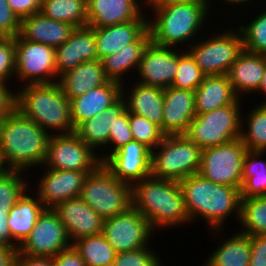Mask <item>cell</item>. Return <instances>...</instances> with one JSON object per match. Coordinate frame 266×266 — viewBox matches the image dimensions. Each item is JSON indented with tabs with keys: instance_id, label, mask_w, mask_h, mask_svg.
I'll return each instance as SVG.
<instances>
[{
	"instance_id": "6da1fadb",
	"label": "cell",
	"mask_w": 266,
	"mask_h": 266,
	"mask_svg": "<svg viewBox=\"0 0 266 266\" xmlns=\"http://www.w3.org/2000/svg\"><path fill=\"white\" fill-rule=\"evenodd\" d=\"M179 185L190 224L196 220L195 218L205 219L211 231H215L214 236L217 235L219 238V233L231 214L235 212L236 219H239L241 202L239 188L214 183L200 174L180 180Z\"/></svg>"
},
{
	"instance_id": "7a4b0ae2",
	"label": "cell",
	"mask_w": 266,
	"mask_h": 266,
	"mask_svg": "<svg viewBox=\"0 0 266 266\" xmlns=\"http://www.w3.org/2000/svg\"><path fill=\"white\" fill-rule=\"evenodd\" d=\"M51 135L14 109L0 123V157L6 169L42 167Z\"/></svg>"
},
{
	"instance_id": "3957f363",
	"label": "cell",
	"mask_w": 266,
	"mask_h": 266,
	"mask_svg": "<svg viewBox=\"0 0 266 266\" xmlns=\"http://www.w3.org/2000/svg\"><path fill=\"white\" fill-rule=\"evenodd\" d=\"M132 207L149 221L153 230L190 223L183 193L176 180L150 175L134 183Z\"/></svg>"
},
{
	"instance_id": "277c9868",
	"label": "cell",
	"mask_w": 266,
	"mask_h": 266,
	"mask_svg": "<svg viewBox=\"0 0 266 266\" xmlns=\"http://www.w3.org/2000/svg\"><path fill=\"white\" fill-rule=\"evenodd\" d=\"M19 89L15 91V109L23 116L46 132L51 131L52 135L75 131L70 116V101L58 82L23 85Z\"/></svg>"
},
{
	"instance_id": "5b68a950",
	"label": "cell",
	"mask_w": 266,
	"mask_h": 266,
	"mask_svg": "<svg viewBox=\"0 0 266 266\" xmlns=\"http://www.w3.org/2000/svg\"><path fill=\"white\" fill-rule=\"evenodd\" d=\"M210 7V2L150 6L152 15L155 13L154 18L150 15L148 21L151 41L156 45L176 48L184 47L186 41L193 44L208 19Z\"/></svg>"
},
{
	"instance_id": "8992f818",
	"label": "cell",
	"mask_w": 266,
	"mask_h": 266,
	"mask_svg": "<svg viewBox=\"0 0 266 266\" xmlns=\"http://www.w3.org/2000/svg\"><path fill=\"white\" fill-rule=\"evenodd\" d=\"M79 197L105 220L132 207V185L119 181L101 163L86 177Z\"/></svg>"
},
{
	"instance_id": "52a82bcc",
	"label": "cell",
	"mask_w": 266,
	"mask_h": 266,
	"mask_svg": "<svg viewBox=\"0 0 266 266\" xmlns=\"http://www.w3.org/2000/svg\"><path fill=\"white\" fill-rule=\"evenodd\" d=\"M201 151L185 135H167L151 151V176L180 181L198 174Z\"/></svg>"
},
{
	"instance_id": "ba28073f",
	"label": "cell",
	"mask_w": 266,
	"mask_h": 266,
	"mask_svg": "<svg viewBox=\"0 0 266 266\" xmlns=\"http://www.w3.org/2000/svg\"><path fill=\"white\" fill-rule=\"evenodd\" d=\"M242 103H231L211 112L198 114L184 134L201 149L228 143L241 137Z\"/></svg>"
},
{
	"instance_id": "9c48e42d",
	"label": "cell",
	"mask_w": 266,
	"mask_h": 266,
	"mask_svg": "<svg viewBox=\"0 0 266 266\" xmlns=\"http://www.w3.org/2000/svg\"><path fill=\"white\" fill-rule=\"evenodd\" d=\"M188 45H185L186 51L206 76L227 75L243 51L241 33L238 28L234 30L231 27L221 33H214V36L210 35L209 39Z\"/></svg>"
},
{
	"instance_id": "30bf717a",
	"label": "cell",
	"mask_w": 266,
	"mask_h": 266,
	"mask_svg": "<svg viewBox=\"0 0 266 266\" xmlns=\"http://www.w3.org/2000/svg\"><path fill=\"white\" fill-rule=\"evenodd\" d=\"M246 146L240 138L202 149L199 173L217 184L241 188Z\"/></svg>"
},
{
	"instance_id": "8fae6325",
	"label": "cell",
	"mask_w": 266,
	"mask_h": 266,
	"mask_svg": "<svg viewBox=\"0 0 266 266\" xmlns=\"http://www.w3.org/2000/svg\"><path fill=\"white\" fill-rule=\"evenodd\" d=\"M15 47V80L19 78L24 85L58 82L54 47L24 40L19 35L15 37Z\"/></svg>"
},
{
	"instance_id": "7c38bea8",
	"label": "cell",
	"mask_w": 266,
	"mask_h": 266,
	"mask_svg": "<svg viewBox=\"0 0 266 266\" xmlns=\"http://www.w3.org/2000/svg\"><path fill=\"white\" fill-rule=\"evenodd\" d=\"M91 147L74 132L51 135L43 166L52 170L92 172L102 162ZM48 166V167H47Z\"/></svg>"
},
{
	"instance_id": "4fadbf2b",
	"label": "cell",
	"mask_w": 266,
	"mask_h": 266,
	"mask_svg": "<svg viewBox=\"0 0 266 266\" xmlns=\"http://www.w3.org/2000/svg\"><path fill=\"white\" fill-rule=\"evenodd\" d=\"M154 230L133 207L104 220L102 234L117 253L148 247Z\"/></svg>"
},
{
	"instance_id": "5bb4252c",
	"label": "cell",
	"mask_w": 266,
	"mask_h": 266,
	"mask_svg": "<svg viewBox=\"0 0 266 266\" xmlns=\"http://www.w3.org/2000/svg\"><path fill=\"white\" fill-rule=\"evenodd\" d=\"M72 245L58 214L46 208L30 235L19 245L17 253L29 256L54 257Z\"/></svg>"
},
{
	"instance_id": "9a60e30c",
	"label": "cell",
	"mask_w": 266,
	"mask_h": 266,
	"mask_svg": "<svg viewBox=\"0 0 266 266\" xmlns=\"http://www.w3.org/2000/svg\"><path fill=\"white\" fill-rule=\"evenodd\" d=\"M178 65V50L175 47L160 46L152 41L144 49L138 69L141 84L168 88L173 84Z\"/></svg>"
},
{
	"instance_id": "2e32d148",
	"label": "cell",
	"mask_w": 266,
	"mask_h": 266,
	"mask_svg": "<svg viewBox=\"0 0 266 266\" xmlns=\"http://www.w3.org/2000/svg\"><path fill=\"white\" fill-rule=\"evenodd\" d=\"M103 164L119 181L133 185L151 175V150L132 140L111 154Z\"/></svg>"
},
{
	"instance_id": "e0dca14e",
	"label": "cell",
	"mask_w": 266,
	"mask_h": 266,
	"mask_svg": "<svg viewBox=\"0 0 266 266\" xmlns=\"http://www.w3.org/2000/svg\"><path fill=\"white\" fill-rule=\"evenodd\" d=\"M89 173L45 168L37 184L36 195L46 208L53 209L60 202L79 197Z\"/></svg>"
},
{
	"instance_id": "ac0fdd59",
	"label": "cell",
	"mask_w": 266,
	"mask_h": 266,
	"mask_svg": "<svg viewBox=\"0 0 266 266\" xmlns=\"http://www.w3.org/2000/svg\"><path fill=\"white\" fill-rule=\"evenodd\" d=\"M53 210L58 214L71 243L102 233L104 219L80 197L60 202Z\"/></svg>"
},
{
	"instance_id": "d6986e66",
	"label": "cell",
	"mask_w": 266,
	"mask_h": 266,
	"mask_svg": "<svg viewBox=\"0 0 266 266\" xmlns=\"http://www.w3.org/2000/svg\"><path fill=\"white\" fill-rule=\"evenodd\" d=\"M97 59L95 28L89 25L76 27L70 38L55 48V67L58 79L82 62Z\"/></svg>"
},
{
	"instance_id": "ffe728a7",
	"label": "cell",
	"mask_w": 266,
	"mask_h": 266,
	"mask_svg": "<svg viewBox=\"0 0 266 266\" xmlns=\"http://www.w3.org/2000/svg\"><path fill=\"white\" fill-rule=\"evenodd\" d=\"M195 116V91L164 89L162 132L166 136L184 135Z\"/></svg>"
},
{
	"instance_id": "44dd1931",
	"label": "cell",
	"mask_w": 266,
	"mask_h": 266,
	"mask_svg": "<svg viewBox=\"0 0 266 266\" xmlns=\"http://www.w3.org/2000/svg\"><path fill=\"white\" fill-rule=\"evenodd\" d=\"M138 1L86 0L88 25L93 28H100L136 19H149L143 14V8H146V4L140 6V1ZM142 5H144L143 8Z\"/></svg>"
},
{
	"instance_id": "7402d4cb",
	"label": "cell",
	"mask_w": 266,
	"mask_h": 266,
	"mask_svg": "<svg viewBox=\"0 0 266 266\" xmlns=\"http://www.w3.org/2000/svg\"><path fill=\"white\" fill-rule=\"evenodd\" d=\"M122 96V84L108 80L105 84L70 101V116L74 128L87 119L104 112Z\"/></svg>"
},
{
	"instance_id": "603a6c76",
	"label": "cell",
	"mask_w": 266,
	"mask_h": 266,
	"mask_svg": "<svg viewBox=\"0 0 266 266\" xmlns=\"http://www.w3.org/2000/svg\"><path fill=\"white\" fill-rule=\"evenodd\" d=\"M76 27L52 20L40 12L21 19L19 36L35 43H42L54 48L68 40Z\"/></svg>"
},
{
	"instance_id": "cb8c5ba5",
	"label": "cell",
	"mask_w": 266,
	"mask_h": 266,
	"mask_svg": "<svg viewBox=\"0 0 266 266\" xmlns=\"http://www.w3.org/2000/svg\"><path fill=\"white\" fill-rule=\"evenodd\" d=\"M265 67L266 55L243 49L227 74L233 91L239 98L258 90Z\"/></svg>"
},
{
	"instance_id": "d4e9b609",
	"label": "cell",
	"mask_w": 266,
	"mask_h": 266,
	"mask_svg": "<svg viewBox=\"0 0 266 266\" xmlns=\"http://www.w3.org/2000/svg\"><path fill=\"white\" fill-rule=\"evenodd\" d=\"M149 19H136L107 27L95 28L98 59L117 53L125 45L136 41L147 29Z\"/></svg>"
},
{
	"instance_id": "484cf974",
	"label": "cell",
	"mask_w": 266,
	"mask_h": 266,
	"mask_svg": "<svg viewBox=\"0 0 266 266\" xmlns=\"http://www.w3.org/2000/svg\"><path fill=\"white\" fill-rule=\"evenodd\" d=\"M130 88L129 93L126 90L124 92L127 87L124 88L122 84V96L126 103V110L147 118L162 130L164 89L144 85L138 81H135Z\"/></svg>"
},
{
	"instance_id": "4316f807",
	"label": "cell",
	"mask_w": 266,
	"mask_h": 266,
	"mask_svg": "<svg viewBox=\"0 0 266 266\" xmlns=\"http://www.w3.org/2000/svg\"><path fill=\"white\" fill-rule=\"evenodd\" d=\"M151 42L149 28L134 42L125 45L117 53L101 59L105 76L108 80L124 85L125 74L136 69L138 71L144 49Z\"/></svg>"
},
{
	"instance_id": "83f0119b",
	"label": "cell",
	"mask_w": 266,
	"mask_h": 266,
	"mask_svg": "<svg viewBox=\"0 0 266 266\" xmlns=\"http://www.w3.org/2000/svg\"><path fill=\"white\" fill-rule=\"evenodd\" d=\"M126 110V103L121 96L116 102L110 105L99 115L80 123L74 133L95 152L101 151V147L108 145L110 127L114 125V120ZM107 144V145H106Z\"/></svg>"
},
{
	"instance_id": "f1b7e54d",
	"label": "cell",
	"mask_w": 266,
	"mask_h": 266,
	"mask_svg": "<svg viewBox=\"0 0 266 266\" xmlns=\"http://www.w3.org/2000/svg\"><path fill=\"white\" fill-rule=\"evenodd\" d=\"M227 75L205 76L195 90L196 115L211 112L231 103H241Z\"/></svg>"
},
{
	"instance_id": "f546056e",
	"label": "cell",
	"mask_w": 266,
	"mask_h": 266,
	"mask_svg": "<svg viewBox=\"0 0 266 266\" xmlns=\"http://www.w3.org/2000/svg\"><path fill=\"white\" fill-rule=\"evenodd\" d=\"M108 81L101 60L86 61L59 77L58 83L68 99L81 96Z\"/></svg>"
},
{
	"instance_id": "4dcf8cb0",
	"label": "cell",
	"mask_w": 266,
	"mask_h": 266,
	"mask_svg": "<svg viewBox=\"0 0 266 266\" xmlns=\"http://www.w3.org/2000/svg\"><path fill=\"white\" fill-rule=\"evenodd\" d=\"M27 190L11 208L8 215V226L12 238L20 245L34 228L39 216L46 209L37 195L29 196Z\"/></svg>"
},
{
	"instance_id": "1f68e13d",
	"label": "cell",
	"mask_w": 266,
	"mask_h": 266,
	"mask_svg": "<svg viewBox=\"0 0 266 266\" xmlns=\"http://www.w3.org/2000/svg\"><path fill=\"white\" fill-rule=\"evenodd\" d=\"M224 240L209 254L203 266H249L251 257L249 235L238 230V233Z\"/></svg>"
},
{
	"instance_id": "d6a6232c",
	"label": "cell",
	"mask_w": 266,
	"mask_h": 266,
	"mask_svg": "<svg viewBox=\"0 0 266 266\" xmlns=\"http://www.w3.org/2000/svg\"><path fill=\"white\" fill-rule=\"evenodd\" d=\"M266 151L247 150L243 162L241 198L266 196ZM260 157V158H259Z\"/></svg>"
},
{
	"instance_id": "836d02e7",
	"label": "cell",
	"mask_w": 266,
	"mask_h": 266,
	"mask_svg": "<svg viewBox=\"0 0 266 266\" xmlns=\"http://www.w3.org/2000/svg\"><path fill=\"white\" fill-rule=\"evenodd\" d=\"M39 12L47 18L74 27L88 25L86 0H43Z\"/></svg>"
},
{
	"instance_id": "e575fe53",
	"label": "cell",
	"mask_w": 266,
	"mask_h": 266,
	"mask_svg": "<svg viewBox=\"0 0 266 266\" xmlns=\"http://www.w3.org/2000/svg\"><path fill=\"white\" fill-rule=\"evenodd\" d=\"M72 245L81 255L86 266H111L117 254L102 233L81 238L74 241Z\"/></svg>"
},
{
	"instance_id": "d590c367",
	"label": "cell",
	"mask_w": 266,
	"mask_h": 266,
	"mask_svg": "<svg viewBox=\"0 0 266 266\" xmlns=\"http://www.w3.org/2000/svg\"><path fill=\"white\" fill-rule=\"evenodd\" d=\"M258 105L248 111V115H245L248 116L245 121L242 119L240 139L247 150L266 151V103H259Z\"/></svg>"
},
{
	"instance_id": "8d00e7d4",
	"label": "cell",
	"mask_w": 266,
	"mask_h": 266,
	"mask_svg": "<svg viewBox=\"0 0 266 266\" xmlns=\"http://www.w3.org/2000/svg\"><path fill=\"white\" fill-rule=\"evenodd\" d=\"M240 232L249 236L266 235V196L241 198Z\"/></svg>"
},
{
	"instance_id": "74e56055",
	"label": "cell",
	"mask_w": 266,
	"mask_h": 266,
	"mask_svg": "<svg viewBox=\"0 0 266 266\" xmlns=\"http://www.w3.org/2000/svg\"><path fill=\"white\" fill-rule=\"evenodd\" d=\"M23 173L21 170L7 169L0 175V215H9L18 199L30 189L26 178L23 179Z\"/></svg>"
},
{
	"instance_id": "f35d334b",
	"label": "cell",
	"mask_w": 266,
	"mask_h": 266,
	"mask_svg": "<svg viewBox=\"0 0 266 266\" xmlns=\"http://www.w3.org/2000/svg\"><path fill=\"white\" fill-rule=\"evenodd\" d=\"M239 25L243 49L251 53L266 55V10L258 13L255 18L253 17L249 24Z\"/></svg>"
},
{
	"instance_id": "ab89813d",
	"label": "cell",
	"mask_w": 266,
	"mask_h": 266,
	"mask_svg": "<svg viewBox=\"0 0 266 266\" xmlns=\"http://www.w3.org/2000/svg\"><path fill=\"white\" fill-rule=\"evenodd\" d=\"M178 49L176 76L171 87L195 91L203 82L205 74L186 50Z\"/></svg>"
},
{
	"instance_id": "60d3db41",
	"label": "cell",
	"mask_w": 266,
	"mask_h": 266,
	"mask_svg": "<svg viewBox=\"0 0 266 266\" xmlns=\"http://www.w3.org/2000/svg\"><path fill=\"white\" fill-rule=\"evenodd\" d=\"M129 126L133 139L144 144L151 151L154 150L166 136L158 125L134 113H129Z\"/></svg>"
},
{
	"instance_id": "b9f144b4",
	"label": "cell",
	"mask_w": 266,
	"mask_h": 266,
	"mask_svg": "<svg viewBox=\"0 0 266 266\" xmlns=\"http://www.w3.org/2000/svg\"><path fill=\"white\" fill-rule=\"evenodd\" d=\"M132 140L134 139L129 126V112L125 110L114 120V125L110 127L108 144L113 146L111 149L107 148L109 150L108 154H98L100 155L99 158L101 162L103 163L111 154L120 149L122 146L127 145Z\"/></svg>"
},
{
	"instance_id": "7bdbcfd3",
	"label": "cell",
	"mask_w": 266,
	"mask_h": 266,
	"mask_svg": "<svg viewBox=\"0 0 266 266\" xmlns=\"http://www.w3.org/2000/svg\"><path fill=\"white\" fill-rule=\"evenodd\" d=\"M148 247L120 252L111 266H163L155 251Z\"/></svg>"
},
{
	"instance_id": "ee69618b",
	"label": "cell",
	"mask_w": 266,
	"mask_h": 266,
	"mask_svg": "<svg viewBox=\"0 0 266 266\" xmlns=\"http://www.w3.org/2000/svg\"><path fill=\"white\" fill-rule=\"evenodd\" d=\"M15 57V37H0V77L7 84L12 78L15 77Z\"/></svg>"
},
{
	"instance_id": "f6af8a7d",
	"label": "cell",
	"mask_w": 266,
	"mask_h": 266,
	"mask_svg": "<svg viewBox=\"0 0 266 266\" xmlns=\"http://www.w3.org/2000/svg\"><path fill=\"white\" fill-rule=\"evenodd\" d=\"M21 20L11 10L7 0H0V37H16Z\"/></svg>"
},
{
	"instance_id": "bcb514c9",
	"label": "cell",
	"mask_w": 266,
	"mask_h": 266,
	"mask_svg": "<svg viewBox=\"0 0 266 266\" xmlns=\"http://www.w3.org/2000/svg\"><path fill=\"white\" fill-rule=\"evenodd\" d=\"M251 257L249 266H266V235L249 236Z\"/></svg>"
},
{
	"instance_id": "7dc6e473",
	"label": "cell",
	"mask_w": 266,
	"mask_h": 266,
	"mask_svg": "<svg viewBox=\"0 0 266 266\" xmlns=\"http://www.w3.org/2000/svg\"><path fill=\"white\" fill-rule=\"evenodd\" d=\"M11 10L21 20L32 14L38 13L43 0H7Z\"/></svg>"
},
{
	"instance_id": "c3c4849f",
	"label": "cell",
	"mask_w": 266,
	"mask_h": 266,
	"mask_svg": "<svg viewBox=\"0 0 266 266\" xmlns=\"http://www.w3.org/2000/svg\"><path fill=\"white\" fill-rule=\"evenodd\" d=\"M53 258V266H86L73 245L59 252Z\"/></svg>"
},
{
	"instance_id": "681fc988",
	"label": "cell",
	"mask_w": 266,
	"mask_h": 266,
	"mask_svg": "<svg viewBox=\"0 0 266 266\" xmlns=\"http://www.w3.org/2000/svg\"><path fill=\"white\" fill-rule=\"evenodd\" d=\"M7 85L0 84V123L15 109V90L12 92Z\"/></svg>"
},
{
	"instance_id": "f907efd6",
	"label": "cell",
	"mask_w": 266,
	"mask_h": 266,
	"mask_svg": "<svg viewBox=\"0 0 266 266\" xmlns=\"http://www.w3.org/2000/svg\"><path fill=\"white\" fill-rule=\"evenodd\" d=\"M14 266H53V258L16 253Z\"/></svg>"
},
{
	"instance_id": "816d5d0a",
	"label": "cell",
	"mask_w": 266,
	"mask_h": 266,
	"mask_svg": "<svg viewBox=\"0 0 266 266\" xmlns=\"http://www.w3.org/2000/svg\"><path fill=\"white\" fill-rule=\"evenodd\" d=\"M0 245L18 250L19 244L11 236L8 215H0Z\"/></svg>"
},
{
	"instance_id": "f5cc1de1",
	"label": "cell",
	"mask_w": 266,
	"mask_h": 266,
	"mask_svg": "<svg viewBox=\"0 0 266 266\" xmlns=\"http://www.w3.org/2000/svg\"><path fill=\"white\" fill-rule=\"evenodd\" d=\"M16 253V250L0 245V266H14Z\"/></svg>"
},
{
	"instance_id": "db71d44e",
	"label": "cell",
	"mask_w": 266,
	"mask_h": 266,
	"mask_svg": "<svg viewBox=\"0 0 266 266\" xmlns=\"http://www.w3.org/2000/svg\"><path fill=\"white\" fill-rule=\"evenodd\" d=\"M145 2L146 9L149 6H162V5H172V4H179V3H191V2H210V0H141V3Z\"/></svg>"
},
{
	"instance_id": "11a10c76",
	"label": "cell",
	"mask_w": 266,
	"mask_h": 266,
	"mask_svg": "<svg viewBox=\"0 0 266 266\" xmlns=\"http://www.w3.org/2000/svg\"><path fill=\"white\" fill-rule=\"evenodd\" d=\"M256 92H258V93L260 92V94L263 93L264 97H266L265 96L266 95V67H265V70L263 73V77H262L260 86ZM262 103H266V99Z\"/></svg>"
},
{
	"instance_id": "9f6ffc18",
	"label": "cell",
	"mask_w": 266,
	"mask_h": 266,
	"mask_svg": "<svg viewBox=\"0 0 266 266\" xmlns=\"http://www.w3.org/2000/svg\"><path fill=\"white\" fill-rule=\"evenodd\" d=\"M226 2L227 4H230L233 6V4H236V5H241L242 3H246V2H249L251 0H223V2ZM253 1V0H252ZM210 4H211V0H210Z\"/></svg>"
},
{
	"instance_id": "6f0895ef",
	"label": "cell",
	"mask_w": 266,
	"mask_h": 266,
	"mask_svg": "<svg viewBox=\"0 0 266 266\" xmlns=\"http://www.w3.org/2000/svg\"><path fill=\"white\" fill-rule=\"evenodd\" d=\"M6 167L4 166L2 159L0 157V175L3 174L6 171Z\"/></svg>"
},
{
	"instance_id": "680465c9",
	"label": "cell",
	"mask_w": 266,
	"mask_h": 266,
	"mask_svg": "<svg viewBox=\"0 0 266 266\" xmlns=\"http://www.w3.org/2000/svg\"><path fill=\"white\" fill-rule=\"evenodd\" d=\"M0 84H6V82L0 77Z\"/></svg>"
}]
</instances>
